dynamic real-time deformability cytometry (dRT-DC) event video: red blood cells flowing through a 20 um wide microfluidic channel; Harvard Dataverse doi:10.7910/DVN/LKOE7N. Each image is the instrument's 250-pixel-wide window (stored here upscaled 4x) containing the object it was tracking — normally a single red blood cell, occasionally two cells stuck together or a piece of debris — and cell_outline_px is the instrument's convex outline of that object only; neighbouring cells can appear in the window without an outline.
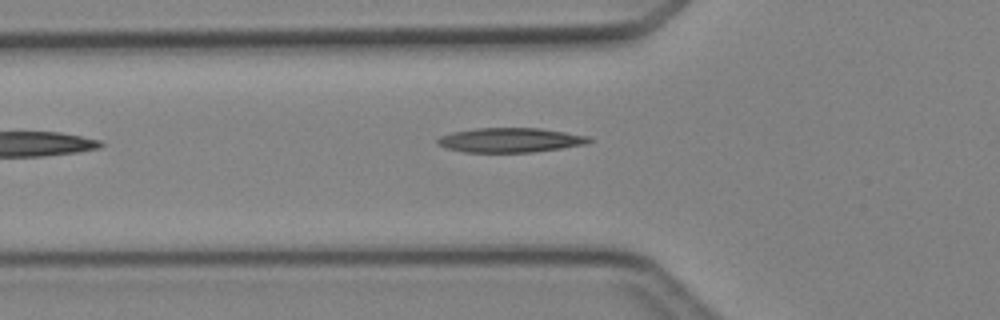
{"species": "Egyptian fruit bat (a non-hibernating species)", "species_latin": "Rousettus aegyptiacus", "temperature_condition": "cold", "stored_images_in_passage": 5, "camera_frame_rate_fps": 3000, "um_per_image_px": 0.085, "animal": {"sex": "female"}, "frame": {"image": 1, "passage_image": 5, "time_ms": 4.667, "image_size_px": [1000, 320], "cell_outline_px": [[596, 140], [588, 144], [532, 152], [464, 152], [448, 148], [436, 144], [436, 140], [440, 136], [452, 132], [476, 128], [540, 128], [588, 136]], "centroid_in_image_um": [43.39, 11.9], "position_along_channel_um": 82.4, "area_um2": 21.68}}